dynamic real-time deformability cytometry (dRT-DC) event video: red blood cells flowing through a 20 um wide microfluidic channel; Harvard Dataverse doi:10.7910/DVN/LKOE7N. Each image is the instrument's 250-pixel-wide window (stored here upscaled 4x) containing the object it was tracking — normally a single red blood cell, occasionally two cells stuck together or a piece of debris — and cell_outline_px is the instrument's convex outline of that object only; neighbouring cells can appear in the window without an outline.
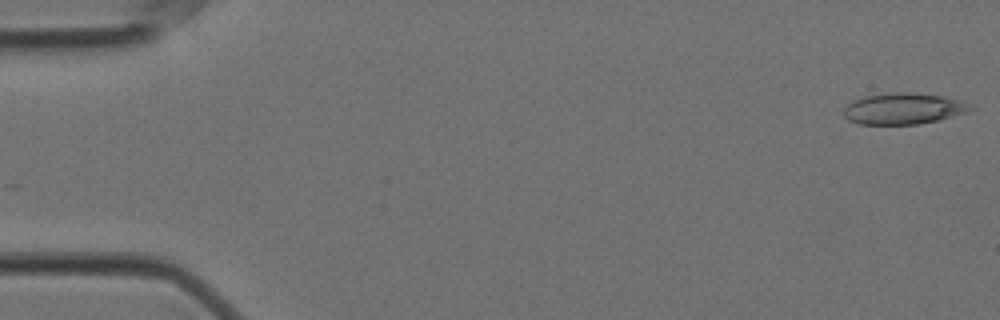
{"species": "Egyptian fruit bat (a non-hibernating species)", "species_latin": "Rousettus aegyptiacus", "temperature_condition": "cold", "stored_images_in_passage": 52, "camera_frame_rate_fps": 3000, "um_per_image_px": 0.085, "animal": {"sex": "female"}, "frame": {"image": 1, "passage_image": 1, "time_ms": 0.0, "image_size_px": [1000, 320], "cell_outline_px": [[976, 108], [968, 112], [936, 120], [916, 124], [860, 124], [848, 120], [844, 116], [844, 108], [852, 100], [864, 96], [892, 92], [908, 92], [944, 96], [960, 100], [972, 104]], "centroid_in_image_um": [76.81, 9.22], "position_along_channel_um": 8.2, "area_um2": 23.12}}
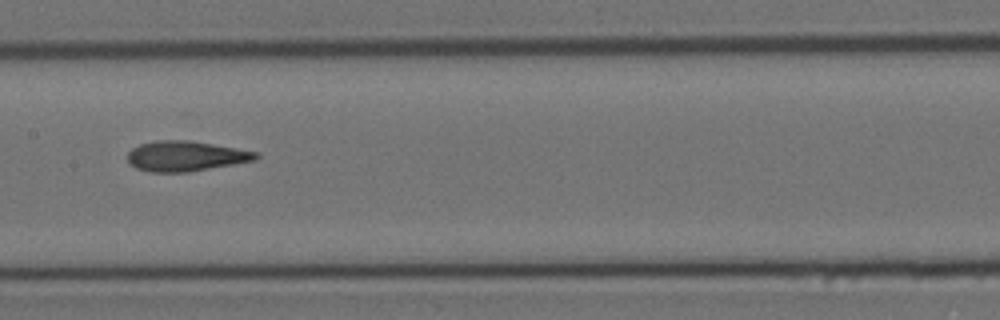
{"frame": {"image": 2, "passage_image": 28, "time_ms": 9.0, "image_size_px": [1000, 320], "cell_outline_px": [[260, 156], [256, 160], [188, 172], [152, 172], [136, 168], [128, 160], [128, 152], [132, 148], [140, 144], [156, 140], [192, 140], [260, 152]], "centroid_in_image_um": [15.82, 13.25], "position_along_channel_um": 191.6, "area_um2": 22.66}}
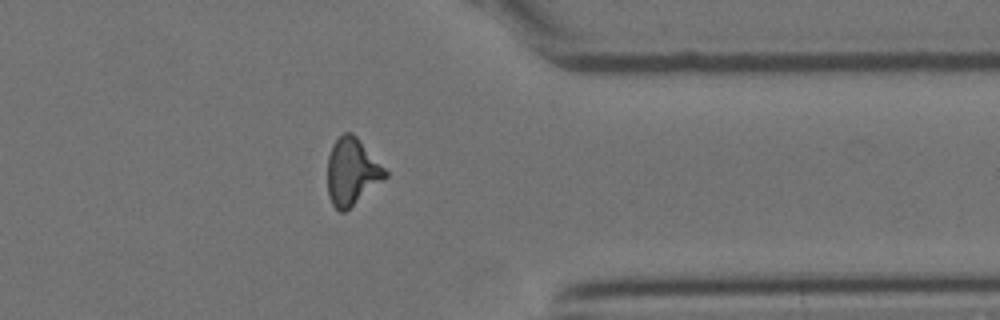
{"frame": {"image": 3, "passage_image": 45, "time_ms": 14.667, "image_size_px": [1000, 320], "cell_outline_px": [[388, 176], [344, 212], [340, 212], [332, 204], [328, 196], [328, 156], [332, 144], [344, 132], [352, 132], [356, 136], [388, 172]], "centroid_in_image_um": [29.9, 14.59], "position_along_channel_um": 381.5, "area_um2": 22.2}}